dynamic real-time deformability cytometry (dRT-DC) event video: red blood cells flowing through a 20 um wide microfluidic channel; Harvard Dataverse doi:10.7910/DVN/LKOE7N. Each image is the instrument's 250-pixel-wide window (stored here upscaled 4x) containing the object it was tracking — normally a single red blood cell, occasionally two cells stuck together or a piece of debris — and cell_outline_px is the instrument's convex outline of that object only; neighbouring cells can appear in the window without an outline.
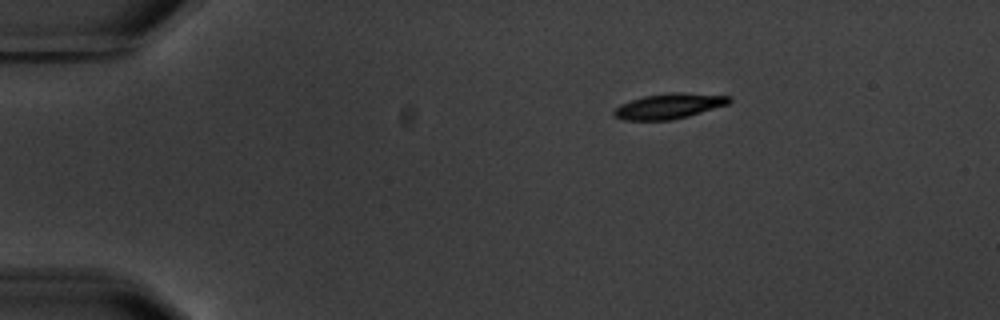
{"species": "common noctule bat (a hibernating species)", "species_latin": "Nyctalus noctula", "temperature_condition": "warm", "stored_images_in_passage": 3, "camera_frame_rate_fps": 3000, "um_per_image_px": 0.085, "animal": {"sex": "male", "body_mass_g": 20.1, "forearm_length_mm": 53.5}, "frame": {"image": 1, "passage_image": 1, "time_ms": 0.0, "image_size_px": [1000, 320], "cell_outline_px": [[732, 100], [728, 104], [688, 116], [672, 120], [624, 120], [616, 116], [612, 112], [620, 104], [644, 96], [672, 92], [680, 92], [732, 96]], "centroid_in_image_um": [56.89, 9.01], "position_along_channel_um": 28.1, "area_um2": 16.88}}